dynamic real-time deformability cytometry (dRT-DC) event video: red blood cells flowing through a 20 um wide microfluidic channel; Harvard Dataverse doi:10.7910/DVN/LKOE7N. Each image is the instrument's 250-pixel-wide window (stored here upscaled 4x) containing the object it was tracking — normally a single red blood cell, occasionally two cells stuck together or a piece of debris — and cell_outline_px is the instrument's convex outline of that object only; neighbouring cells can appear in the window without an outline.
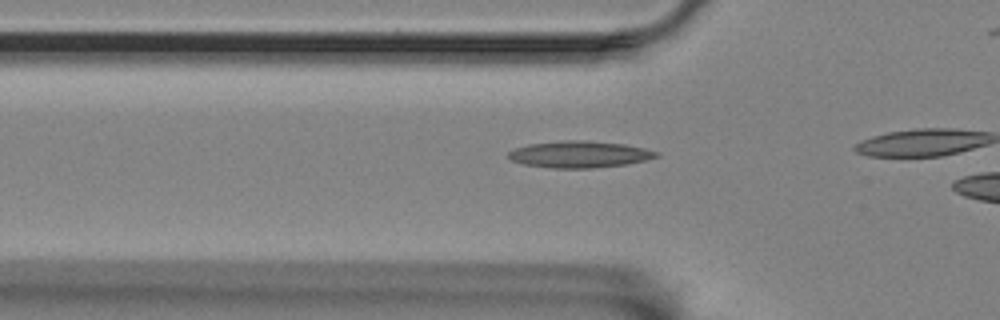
{"species": "Egyptian fruit bat (a non-hibernating species)", "species_latin": "Rousettus aegyptiacus", "temperature_condition": "room temperature", "stored_images_in_passage": 13, "camera_frame_rate_fps": 3000, "um_per_image_px": 0.085, "animal": {"sex": "female"}, "frame": {"image": 1, "passage_image": 8, "time_ms": 2.333, "image_size_px": [1000, 320], "cell_outline_px": [[660, 156], [628, 164], [592, 168], [552, 168], [524, 164], [512, 160], [508, 156], [508, 152], [516, 148], [528, 144], [564, 140], [584, 140], [624, 144], [644, 148], [660, 152]], "centroid_in_image_um": [49.28, 13.11], "position_along_channel_um": 76.5, "area_um2": 22.95}}